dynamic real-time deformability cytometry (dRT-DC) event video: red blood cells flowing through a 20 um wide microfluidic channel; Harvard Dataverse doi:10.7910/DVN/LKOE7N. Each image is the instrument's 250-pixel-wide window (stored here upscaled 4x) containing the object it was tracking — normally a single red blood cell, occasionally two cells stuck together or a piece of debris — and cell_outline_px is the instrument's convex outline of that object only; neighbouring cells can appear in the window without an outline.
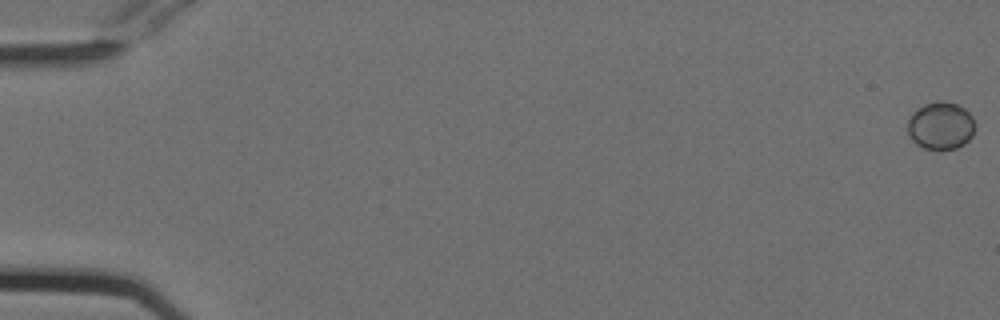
{"species": "Egyptian fruit bat (a non-hibernating species)", "species_latin": "Rousettus aegyptiacus", "temperature_condition": "cold", "stored_images_in_passage": 55, "camera_frame_rate_fps": 3000, "um_per_image_px": 0.085, "animal": {"sex": "female"}, "frame": {"image": 1, "passage_image": 1, "time_ms": 0.0, "image_size_px": [1000, 320], "cell_outline_px": [[976, 128], [972, 136], [964, 144], [956, 148], [924, 148], [916, 144], [908, 136], [908, 120], [912, 112], [916, 108], [924, 104], [936, 100], [944, 100], [956, 104], [964, 108], [972, 116], [976, 124]], "centroid_in_image_um": [79.96, 10.65], "position_along_channel_um": 5.0, "area_um2": 18.9}}
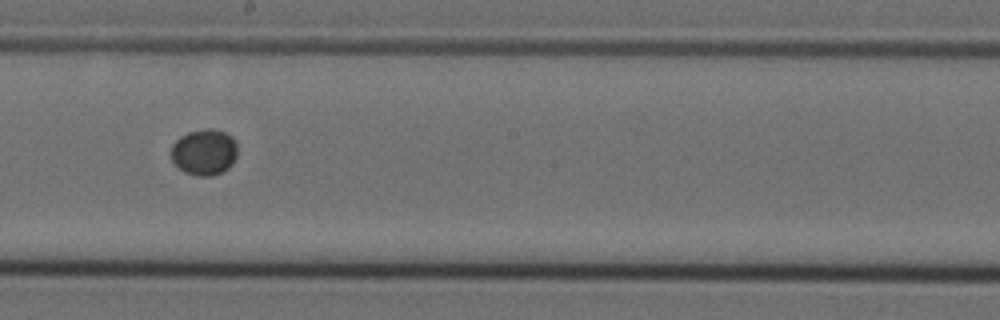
{"frame": {"image": 2, "passage_image": 32, "time_ms": 10.333, "image_size_px": [1000, 320], "cell_outline_px": [[236, 156], [232, 164], [224, 172], [212, 176], [196, 176], [184, 172], [172, 160], [168, 152], [172, 144], [180, 136], [188, 132], [204, 128], [212, 128], [224, 132], [232, 136], [236, 140]], "centroid_in_image_um": [17.34, 12.93], "position_along_channel_um": 230.9, "area_um2": 18.21}}
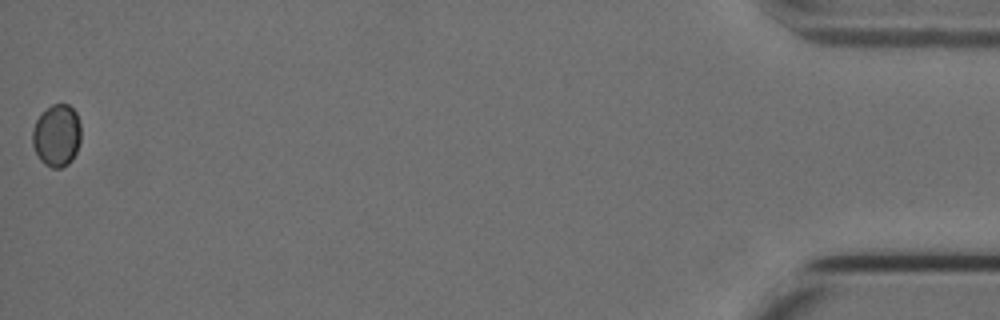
{"frame": {"image": 3, "passage_image": 55, "time_ms": 18.0, "image_size_px": [1000, 320], "cell_outline_px": [[80, 140], [76, 152], [72, 160], [68, 164], [60, 168], [52, 168], [44, 164], [40, 160], [32, 144], [32, 128], [40, 112], [52, 104], [68, 104], [76, 112], [80, 124]], "centroid_in_image_um": [4.8, 11.5], "position_along_channel_um": 430.4, "area_um2": 17.8}}